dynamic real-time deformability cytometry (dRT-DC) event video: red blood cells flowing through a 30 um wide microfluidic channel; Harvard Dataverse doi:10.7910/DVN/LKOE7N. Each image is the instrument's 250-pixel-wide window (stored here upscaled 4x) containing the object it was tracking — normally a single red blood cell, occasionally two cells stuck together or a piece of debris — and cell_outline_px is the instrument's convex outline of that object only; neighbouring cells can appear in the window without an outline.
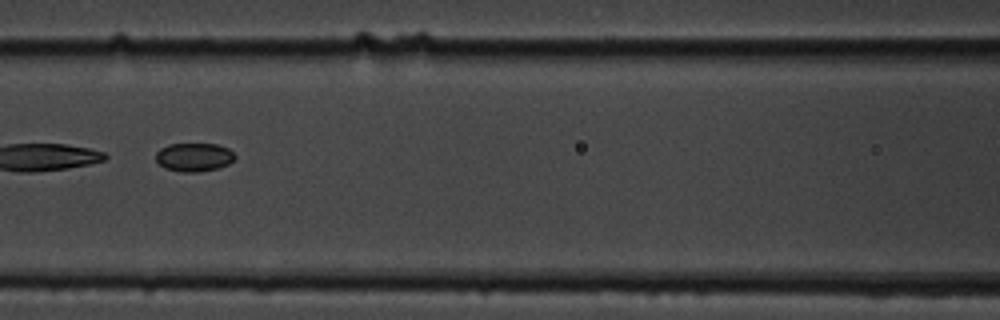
{"species": "common noctule bat (a hibernating species)", "species_latin": "Nyctalus noctula", "temperature_condition": "cold", "stored_images_in_passage": 8, "segment_of_instrument_passage": [2, 2], "camera_frame_rate_fps": 3000, "um_per_image_px": 0.085, "animal": {"sex": "male", "body_mass_g": 19.5, "forearm_length_mm": 54.6}, "frame": {"image": 1, "passage_image": 8, "time_ms": 8.0, "image_size_px": [1000, 320], "cell_outline_px": [[236, 156], [228, 164], [216, 168], [200, 172], [180, 172], [164, 168], [156, 160], [156, 152], [160, 148], [168, 144], [216, 144], [228, 148]], "centroid_in_image_um": [16.46, 13.36], "position_along_channel_um": 150.1, "area_um2": 13.12}}